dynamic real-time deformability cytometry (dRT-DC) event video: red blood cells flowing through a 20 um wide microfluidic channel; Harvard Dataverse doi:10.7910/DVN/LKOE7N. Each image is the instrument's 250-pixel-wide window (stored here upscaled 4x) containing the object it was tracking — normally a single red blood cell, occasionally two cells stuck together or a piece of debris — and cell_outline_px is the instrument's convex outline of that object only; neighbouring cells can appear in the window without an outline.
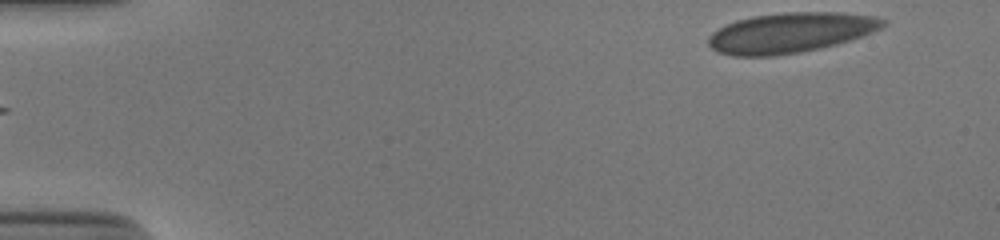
{"species": "human", "species_latin": "Homo sapiens", "temperature_condition": "cold", "stored_images_in_passage": 41, "camera_frame_rate_fps": 3000, "um_per_image_px": 0.085, "donor": {"sex": "male"}, "frame": {"image": 1, "passage_image": 1, "time_ms": 0.0, "image_size_px": [1000, 240], "cell_outline_px": [[888, 24], [872, 32], [836, 44], [800, 52], [772, 56], [732, 56], [716, 52], [708, 44], [708, 36], [712, 32], [736, 20], [752, 16], [784, 12], [840, 12], [876, 16], [888, 20]], "centroid_in_image_um": [67.19, 2.77], "position_along_channel_um": 17.8, "area_um2": 40.86}}
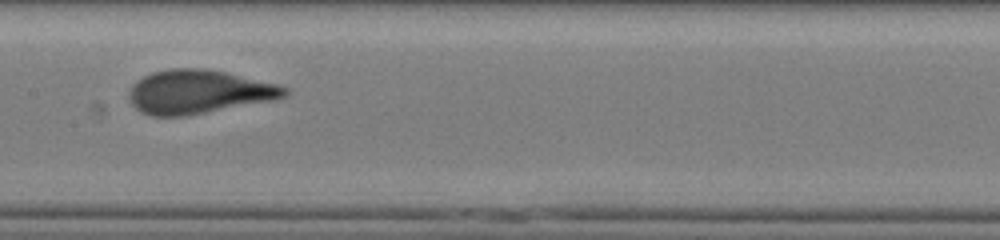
{"frame": {"image": 2, "passage_image": 24, "time_ms": 7.667, "image_size_px": [1000, 240], "cell_outline_px": [[288, 96], [276, 100], [188, 116], [152, 116], [140, 112], [128, 100], [128, 92], [132, 84], [136, 80], [152, 72], [172, 68], [204, 68], [224, 72], [276, 84], [288, 88]], "centroid_in_image_um": [16.87, 7.82], "position_along_channel_um": 190.5, "area_um2": 40.0}}
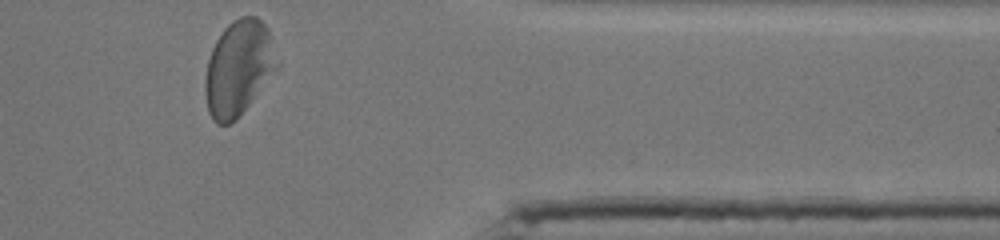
{"frame": {"image": 3, "passage_image": 41, "time_ms": 13.333, "image_size_px": [1000, 240], "cell_outline_px": [[280, 68], [236, 120], [228, 124], [216, 124], [212, 120], [208, 112], [204, 92], [204, 80], [208, 60], [212, 48], [216, 40], [224, 28], [232, 20], [240, 16], [256, 16], [268, 28], [280, 64]], "centroid_in_image_um": [20.29, 5.8], "position_along_channel_um": 391.1, "area_um2": 40.52}, "authors_computed_cell_mechanics": {"area_um2": 39.2462, "velocity_mm_per_s": 3.8324, "shape_relaxation_time_tau1_ms": 4.4985, "shape_relaxation_time_tau2_ms": null, "deformation_change_tau1": 0.1687, "deformation_change_tau2": null}}